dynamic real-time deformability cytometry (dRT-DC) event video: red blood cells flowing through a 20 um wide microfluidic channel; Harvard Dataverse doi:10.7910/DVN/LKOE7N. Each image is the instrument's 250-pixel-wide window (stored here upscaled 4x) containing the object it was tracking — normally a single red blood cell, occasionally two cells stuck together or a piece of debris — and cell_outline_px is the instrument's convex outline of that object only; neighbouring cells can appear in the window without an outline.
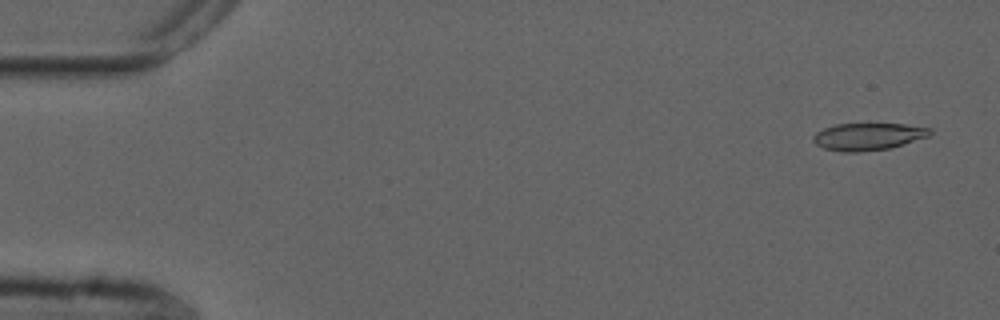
{"species": "common noctule bat (a hibernating species)", "species_latin": "Nyctalus noctula", "temperature_condition": "cold", "stored_images_in_passage": 54, "camera_frame_rate_fps": 3000, "um_per_image_px": 0.085, "animal": {"sex": "male", "forearm_length_mm": 52.5}, "frame": {"image": 1, "passage_image": 3, "time_ms": 0.667, "image_size_px": [1000, 320], "cell_outline_px": [[932, 132], [928, 136], [904, 144], [888, 148], [860, 152], [840, 152], [824, 148], [816, 144], [812, 140], [812, 136], [816, 132], [824, 128], [836, 124], [904, 124], [932, 128]], "centroid_in_image_um": [73.76, 11.61], "position_along_channel_um": 11.2, "area_um2": 18.5}}
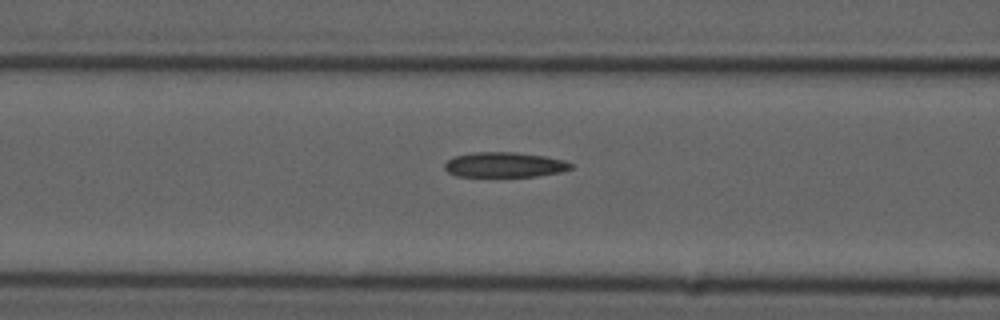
{"frame": {"image": 2, "passage_image": 22, "time_ms": 7.0, "image_size_px": [1000, 320], "cell_outline_px": [[572, 168], [560, 172], [536, 176], [456, 176], [448, 172], [444, 168], [444, 164], [452, 156], [472, 152], [516, 152], [544, 156], [564, 160], [572, 164]], "centroid_in_image_um": [42.85, 13.99], "position_along_channel_um": 123.8, "area_um2": 18.44}}
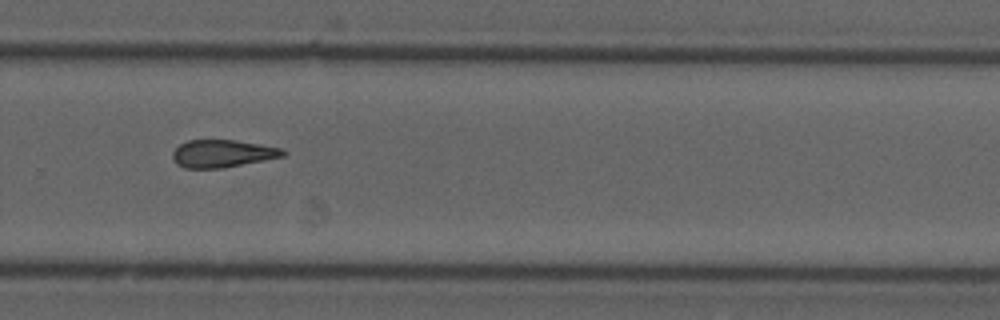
{"frame": {"image": 3, "passage_image": 37, "time_ms": 12.0, "image_size_px": [1000, 320], "cell_outline_px": [[288, 152], [284, 156], [224, 168], [184, 168], [176, 164], [172, 156], [172, 152], [180, 144], [188, 140], [236, 140], [284, 148]], "centroid_in_image_um": [18.93, 13.05], "position_along_channel_um": 310.9, "area_um2": 17.86}}